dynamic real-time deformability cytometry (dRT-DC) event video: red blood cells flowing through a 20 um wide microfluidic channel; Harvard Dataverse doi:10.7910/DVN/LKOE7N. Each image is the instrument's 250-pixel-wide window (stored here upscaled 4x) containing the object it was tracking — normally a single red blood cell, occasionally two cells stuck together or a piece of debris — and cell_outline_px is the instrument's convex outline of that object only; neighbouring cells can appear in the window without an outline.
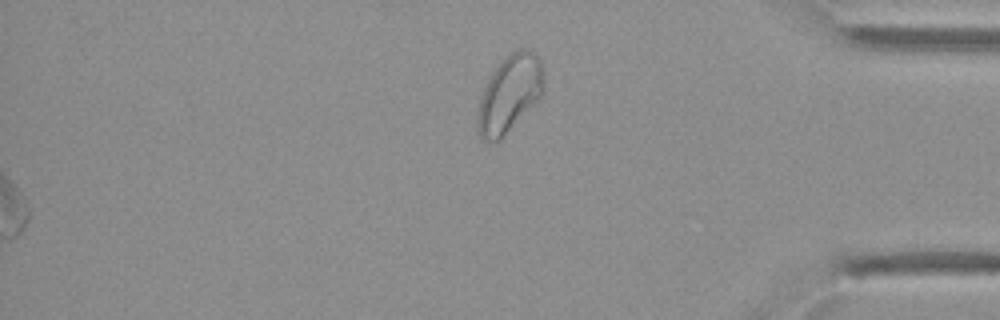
{"species": "Egyptian fruit bat (a non-hibernating species)", "species_latin": "Rousettus aegyptiacus", "temperature_condition": "cold", "stored_images_in_passage": 32, "segment_of_instrument_passage": [2, 2], "camera_frame_rate_fps": 3000, "um_per_image_px": 0.085, "animal": {"sex": "female"}, "frame": {"image": 1, "passage_image": 32, "time_ms": 10.333, "image_size_px": [1000, 320], "cell_outline_px": [[544, 92], [500, 140], [484, 140], [480, 136], [476, 128], [480, 100], [484, 88], [492, 72], [508, 52], [516, 48], [532, 48], [540, 56], [544, 76]], "centroid_in_image_um": [43.34, 7.88], "position_along_channel_um": 391.9, "area_um2": 29.71}}